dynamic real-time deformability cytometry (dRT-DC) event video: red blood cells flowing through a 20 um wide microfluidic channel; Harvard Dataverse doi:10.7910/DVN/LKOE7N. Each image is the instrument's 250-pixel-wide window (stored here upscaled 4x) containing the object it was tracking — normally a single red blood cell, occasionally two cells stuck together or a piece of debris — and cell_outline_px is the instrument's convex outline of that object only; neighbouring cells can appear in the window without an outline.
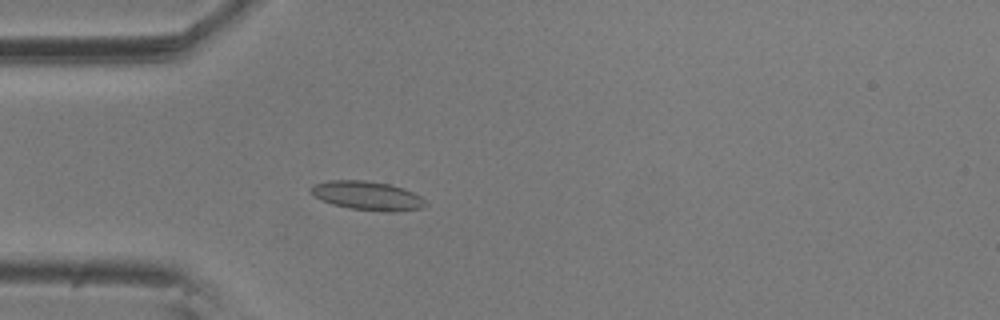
{"species": "common noctule bat (a hibernating species)", "species_latin": "Nyctalus noctula", "temperature_condition": "room temperature", "stored_images_in_passage": 4, "camera_frame_rate_fps": 3000, "um_per_image_px": 0.085, "animal": {"sex": "male", "body_mass_g": 20.5, "forearm_length_mm": 52.5}, "frame": {"image": 1, "passage_image": 4, "time_ms": 1.0, "image_size_px": [1000, 320], "cell_outline_px": [[428, 204], [420, 208], [396, 212], [388, 212], [348, 208], [332, 204], [320, 200], [312, 196], [308, 192], [308, 188], [316, 184], [328, 180], [364, 180], [388, 184], [404, 188], [420, 196]], "centroid_in_image_um": [31.17, 16.63], "position_along_channel_um": 53.8, "area_um2": 19.48}}